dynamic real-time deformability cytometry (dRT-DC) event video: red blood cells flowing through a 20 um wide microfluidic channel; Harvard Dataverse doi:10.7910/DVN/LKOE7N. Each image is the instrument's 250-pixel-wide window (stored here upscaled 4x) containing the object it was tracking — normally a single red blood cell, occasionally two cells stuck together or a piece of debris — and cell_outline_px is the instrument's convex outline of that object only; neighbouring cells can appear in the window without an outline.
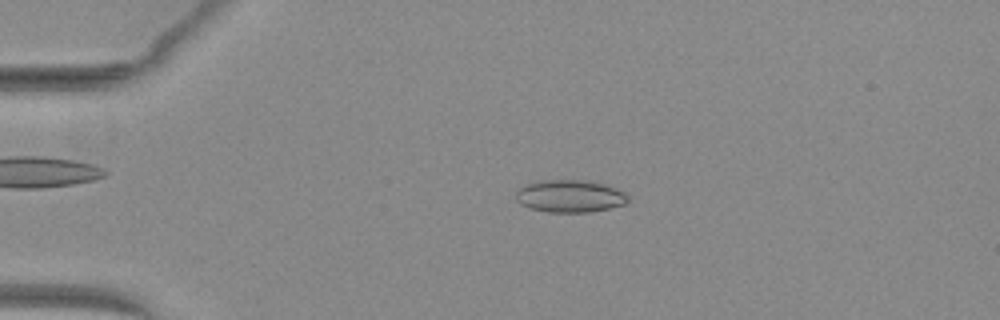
{"species": "common noctule bat (a hibernating species)", "species_latin": "Nyctalus noctula", "temperature_condition": "warm", "stored_images_in_passage": 51, "camera_frame_rate_fps": 3000, "um_per_image_px": 0.085, "animal": {"sex": "female", "body_mass_g": 29.2, "forearm_length_mm": 56.3}, "frame": {"image": 1, "passage_image": 12, "time_ms": 3.667, "image_size_px": [1000, 320], "cell_outline_px": [[628, 200], [624, 204], [608, 208], [588, 212], [548, 212], [528, 208], [520, 204], [516, 200], [516, 188], [524, 184], [540, 180], [588, 180], [604, 184], [616, 188], [624, 192], [628, 196]], "centroid_in_image_um": [48.38, 16.66], "position_along_channel_um": 36.6, "area_um2": 21.39}}
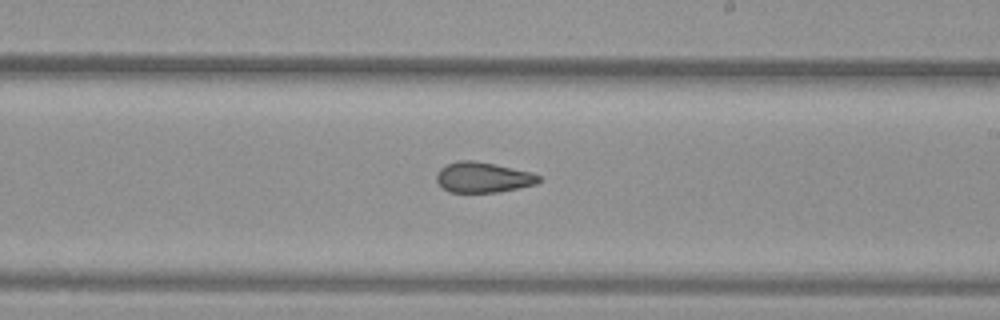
{"frame": {"image": 2, "passage_image": 31, "time_ms": 10.0, "image_size_px": [1000, 320], "cell_outline_px": [[544, 180], [536, 184], [496, 192], [448, 192], [436, 180], [436, 172], [440, 168], [448, 164], [460, 160], [472, 160], [496, 164], [532, 172], [540, 176]], "centroid_in_image_um": [41.07, 15.07], "position_along_channel_um": 247.9, "area_um2": 18.15}}
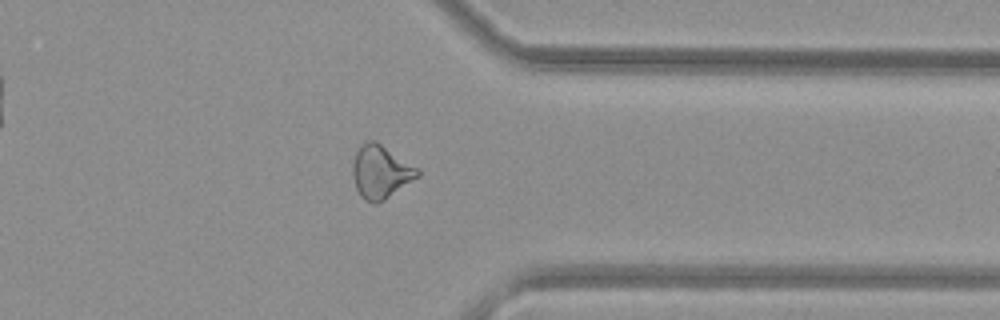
{"frame": {"image": 3, "passage_image": 41, "time_ms": 13.333, "image_size_px": [1000, 320], "cell_outline_px": [[420, 176], [384, 200], [364, 200], [360, 196], [356, 188], [352, 176], [352, 164], [356, 152], [368, 140], [376, 140], [420, 168]], "centroid_in_image_um": [32.39, 14.57], "position_along_channel_um": 379.0, "area_um2": 20.06}, "authors_computed_cell_mechanics": {"area_um2": 20.0566, "velocity_mm_per_s": 4.0679, "shape_relaxation_time_tau1_ms": null, "shape_relaxation_time_tau2_ms": 2.5625, "deformation_change_tau1": null, "deformation_change_tau2": 0.0927}}